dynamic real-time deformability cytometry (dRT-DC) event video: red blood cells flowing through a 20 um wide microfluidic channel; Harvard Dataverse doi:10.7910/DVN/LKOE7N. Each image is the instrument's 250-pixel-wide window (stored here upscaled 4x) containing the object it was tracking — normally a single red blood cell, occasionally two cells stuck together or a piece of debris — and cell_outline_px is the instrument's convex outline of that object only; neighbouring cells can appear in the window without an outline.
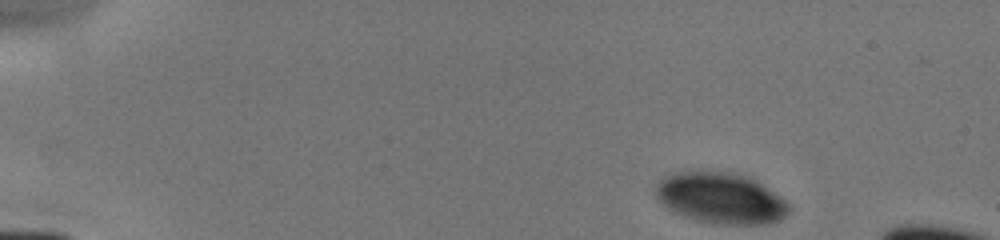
{"species": "human", "species_latin": "Homo sapiens", "temperature_condition": "cold", "stored_images_in_passage": 5, "camera_frame_rate_fps": 3000, "um_per_image_px": 0.085, "donor": {"sex": "male"}, "frame": {"image": 1, "passage_image": 1, "time_ms": 0.0, "image_size_px": [1000, 240], "cell_outline_px": [[792, 208], [780, 220], [768, 224], [716, 224], [696, 220], [684, 216], [668, 208], [656, 196], [656, 184], [664, 176], [672, 172], [688, 168], [692, 168], [732, 172], [752, 176], [780, 196]], "centroid_in_image_um": [61.25, 16.78], "position_along_channel_um": 23.7, "area_um2": 40.58}}
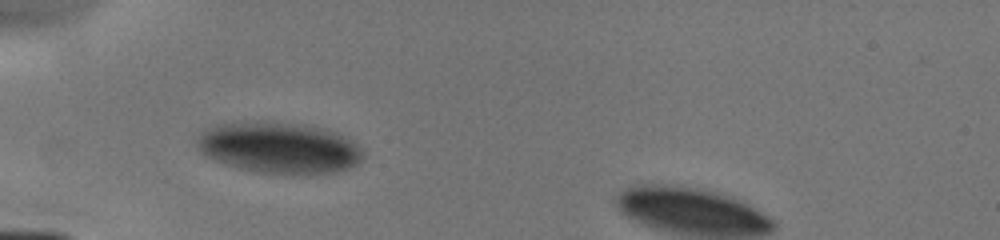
{"frame": {"image": 2, "passage_image": 4, "time_ms": 3.333, "image_size_px": [1000, 240], "cell_outline_px": [[364, 156], [356, 164], [348, 168], [336, 172], [256, 172], [240, 168], [204, 156], [200, 152], [196, 144], [196, 140], [204, 128], [216, 124], [244, 120], [264, 120], [304, 124], [336, 132], [348, 136], [364, 152]], "centroid_in_image_um": [23.67, 12.49], "position_along_channel_um": 61.3, "area_um2": 49.71}}